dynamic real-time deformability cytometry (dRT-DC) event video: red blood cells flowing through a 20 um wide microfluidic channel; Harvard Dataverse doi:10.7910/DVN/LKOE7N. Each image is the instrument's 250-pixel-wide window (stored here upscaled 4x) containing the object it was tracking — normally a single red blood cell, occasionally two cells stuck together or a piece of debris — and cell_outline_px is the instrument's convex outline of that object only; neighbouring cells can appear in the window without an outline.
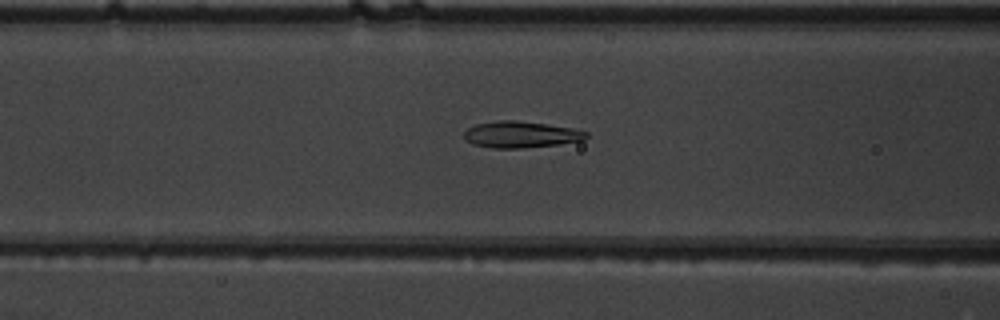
{"species": "common noctule bat (a hibernating species)", "species_latin": "Nyctalus noctula", "temperature_condition": "warm", "stored_images_in_passage": 29, "camera_frame_rate_fps": 3000, "um_per_image_px": 0.085, "animal": {"sex": "male", "body_mass_g": 19.5, "forearm_length_mm": 54.6}, "frame": {"image": 1, "passage_image": 7, "time_ms": 2.0, "image_size_px": [1000, 320], "cell_outline_px": [[588, 136], [584, 140], [560, 144], [520, 148], [492, 148], [472, 144], [464, 136], [464, 132], [468, 128], [476, 124], [500, 120], [516, 120], [572, 128], [588, 132]], "centroid_in_image_um": [44.28, 11.44], "position_along_channel_um": 122.3, "area_um2": 18.67}}
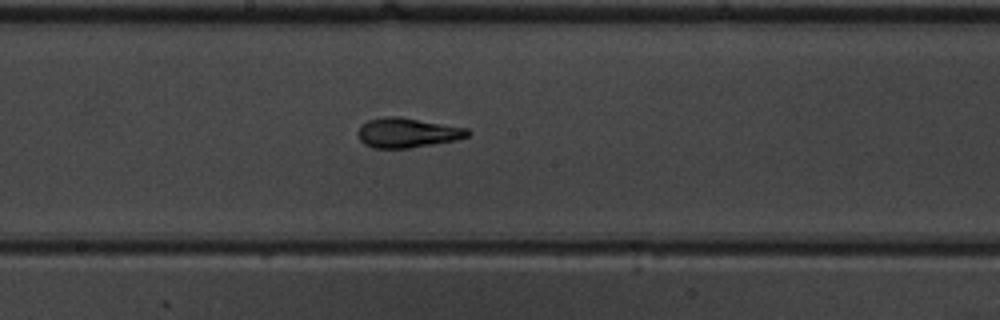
{"frame": {"image": 2, "passage_image": 14, "time_ms": 4.333, "image_size_px": [1000, 320], "cell_outline_px": [[472, 132], [468, 136], [456, 140], [408, 148], [372, 148], [364, 144], [360, 140], [360, 124], [368, 120], [384, 116], [400, 116], [468, 128]], "centroid_in_image_um": [34.64, 11.27], "position_along_channel_um": 213.6, "area_um2": 19.02}}
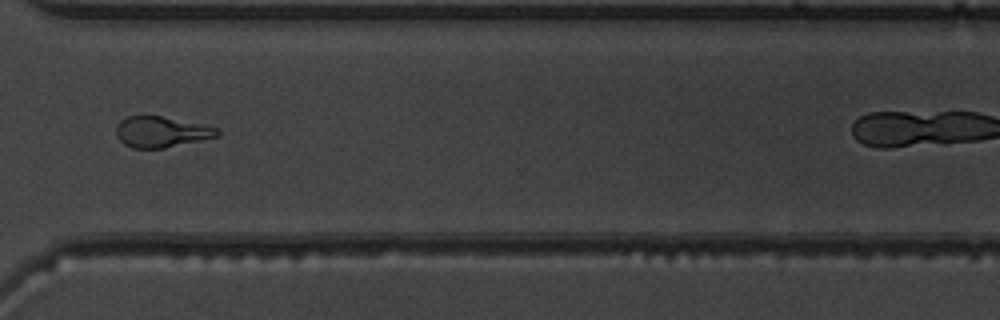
{"frame": {"image": 3, "passage_image": 25, "time_ms": 8.0, "image_size_px": [1000, 320], "cell_outline_px": [[220, 136], [164, 148], [132, 148], [124, 144], [116, 136], [116, 128], [120, 120], [124, 116], [160, 116], [216, 128], [220, 132]], "centroid_in_image_um": [13.66, 11.22], "position_along_channel_um": 356.9, "area_um2": 17.92}}